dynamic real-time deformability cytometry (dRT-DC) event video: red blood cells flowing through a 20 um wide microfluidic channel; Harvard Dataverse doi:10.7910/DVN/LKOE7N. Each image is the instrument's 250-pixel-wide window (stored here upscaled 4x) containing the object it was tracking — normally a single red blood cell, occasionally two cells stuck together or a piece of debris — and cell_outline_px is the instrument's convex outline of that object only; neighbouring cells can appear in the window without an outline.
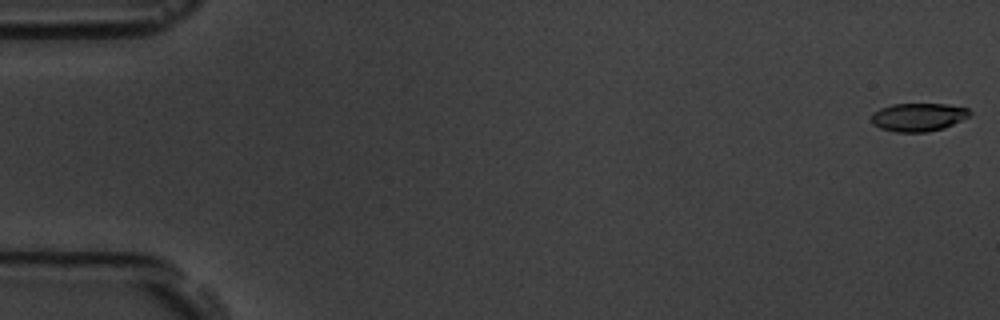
{"species": "common noctule bat (a hibernating species)", "species_latin": "Nyctalus noctula", "temperature_condition": "room temperature", "stored_images_in_passage": 7, "camera_frame_rate_fps": 3000, "um_per_image_px": 0.085, "animal": {"sex": "male", "body_mass_g": 19.5, "forearm_length_mm": 54.6}, "frame": {"image": 1, "passage_image": 1, "time_ms": 0.0, "image_size_px": [1000, 320], "cell_outline_px": [[972, 112], [968, 116], [944, 128], [928, 132], [896, 132], [880, 128], [872, 124], [872, 112], [880, 108], [892, 104], [948, 104], [968, 108]], "centroid_in_image_um": [78.03, 9.95], "position_along_channel_um": 7.0, "area_um2": 16.18}}
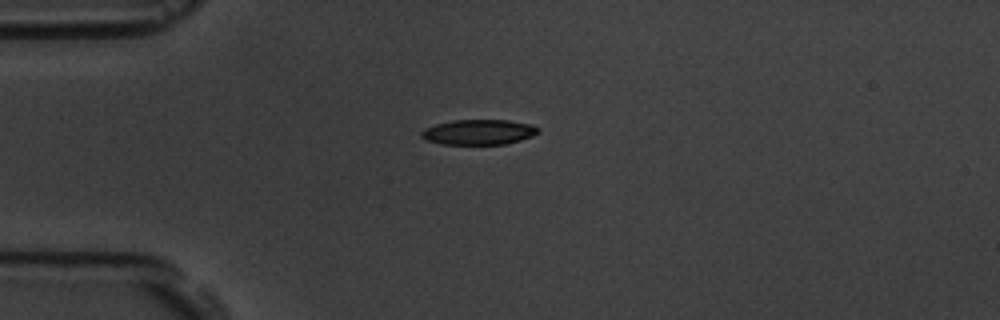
{"frame": {"image": 2, "passage_image": 5, "time_ms": 4.667, "image_size_px": [1000, 320], "cell_outline_px": [[540, 132], [532, 136], [520, 140], [504, 144], [440, 144], [428, 140], [420, 136], [420, 132], [424, 128], [436, 124], [452, 120], [508, 120], [532, 124], [540, 128]], "centroid_in_image_um": [40.7, 11.22], "position_along_channel_um": 44.3, "area_um2": 17.22}}
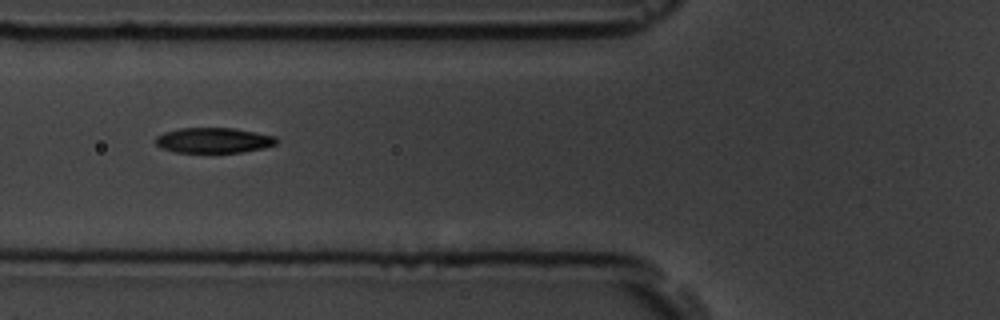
{"frame": {"image": 3, "passage_image": 7, "time_ms": 7.0, "image_size_px": [1000, 320], "cell_outline_px": [[280, 140], [276, 144], [264, 148], [240, 152], [176, 152], [160, 148], [152, 140], [156, 136], [164, 132], [180, 128], [232, 128], [256, 132], [276, 136]], "centroid_in_image_um": [18.14, 11.92], "position_along_channel_um": 107.7, "area_um2": 17.98}}